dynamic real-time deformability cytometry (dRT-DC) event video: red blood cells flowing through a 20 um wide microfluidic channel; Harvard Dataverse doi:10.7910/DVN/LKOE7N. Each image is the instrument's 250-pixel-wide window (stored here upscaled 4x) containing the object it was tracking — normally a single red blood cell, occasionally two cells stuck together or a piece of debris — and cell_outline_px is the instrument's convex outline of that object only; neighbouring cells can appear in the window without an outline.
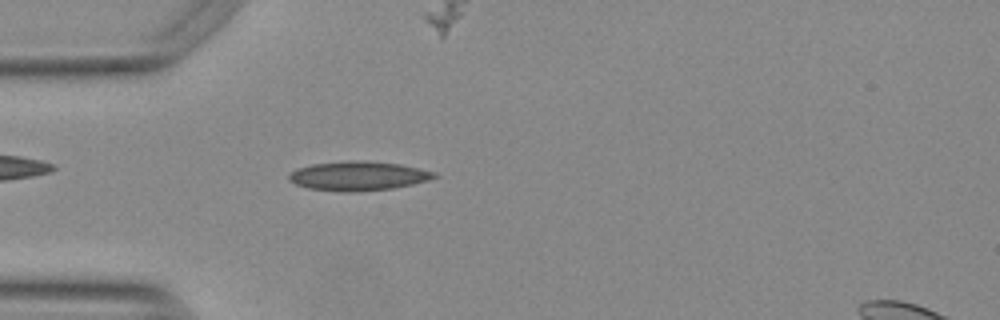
{"species": "Egyptian fruit bat (a non-hibernating species)", "species_latin": "Rousettus aegyptiacus", "temperature_condition": "warm", "stored_images_in_passage": 50, "camera_frame_rate_fps": 3000, "um_per_image_px": 0.085, "animal": {"sex": "female"}, "frame": {"image": 1, "passage_image": 12, "time_ms": 3.667, "image_size_px": [1000, 320], "cell_outline_px": [[440, 176], [428, 180], [412, 184], [392, 188], [356, 192], [340, 192], [308, 188], [296, 184], [288, 180], [288, 176], [296, 168], [312, 164], [352, 160], [364, 160], [400, 164], [436, 172]], "centroid_in_image_um": [30.45, 14.95], "position_along_channel_um": 54.6, "area_um2": 24.85}}
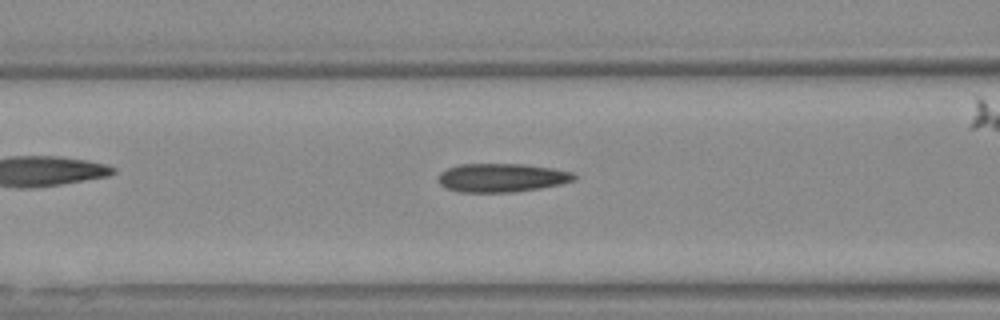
{"frame": {"image": 2, "passage_image": 18, "time_ms": 5.667, "image_size_px": [1000, 320], "cell_outline_px": [[576, 180], [560, 184], [540, 188], [512, 192], [460, 192], [444, 188], [436, 180], [440, 172], [448, 168], [460, 164], [524, 164], [552, 168], [572, 172], [576, 176]], "centroid_in_image_um": [42.61, 15.11], "position_along_channel_um": 124.0, "area_um2": 22.77}}
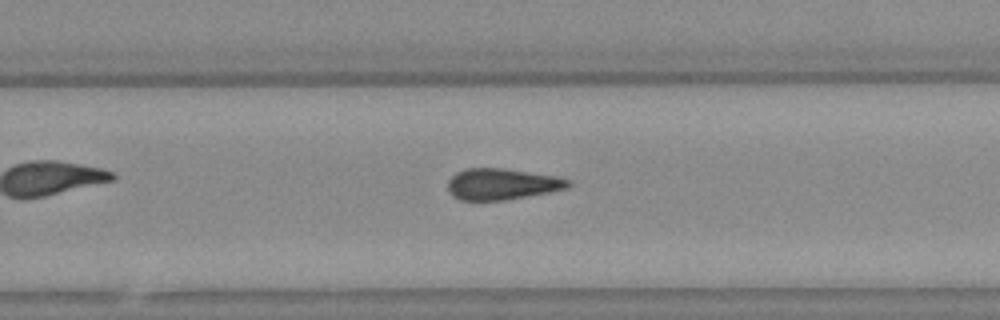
{"frame": {"image": 3, "passage_image": 31, "time_ms": 10.0, "image_size_px": [1000, 320], "cell_outline_px": [[572, 184], [568, 188], [508, 200], [460, 200], [452, 196], [448, 192], [448, 180], [456, 172], [464, 168], [500, 168], [560, 176], [572, 180]], "centroid_in_image_um": [42.68, 15.64], "position_along_channel_um": 287.1, "area_um2": 22.2}, "authors_computed_cell_mechanics": {"area_um2": 22.4842, "velocity_mm_per_s": 3.7836, "shape_relaxation_time_tau1_ms": null, "shape_relaxation_time_tau2_ms": 8.0448, "deformation_change_tau1": null, "deformation_change_tau2": 0.1927}}